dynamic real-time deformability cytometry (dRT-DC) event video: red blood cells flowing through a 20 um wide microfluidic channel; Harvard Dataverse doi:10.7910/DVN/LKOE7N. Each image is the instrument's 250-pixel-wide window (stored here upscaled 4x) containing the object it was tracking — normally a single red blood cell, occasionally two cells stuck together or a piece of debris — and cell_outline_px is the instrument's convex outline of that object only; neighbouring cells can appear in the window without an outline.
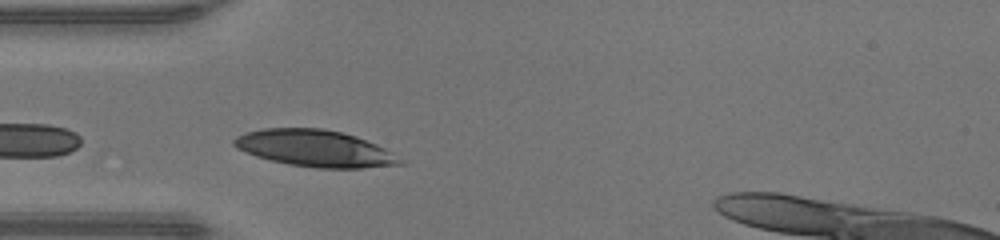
{"species": "human", "species_latin": "Homo sapiens", "temperature_condition": "warm", "stored_images_in_passage": 26, "camera_frame_rate_fps": 3000, "um_per_image_px": 0.085, "donor": {"sex": "male"}, "frame": {"image": 1, "passage_image": 1, "time_ms": 0.0, "image_size_px": [1000, 240], "cell_outline_px": [[404, 164], [364, 168], [316, 168], [288, 164], [256, 156], [236, 148], [232, 144], [232, 140], [236, 136], [248, 132], [264, 128], [324, 128], [356, 136], [376, 144], [392, 152]], "centroid_in_image_um": [26.75, 12.61], "position_along_channel_um": 58.2, "area_um2": 35.32}}
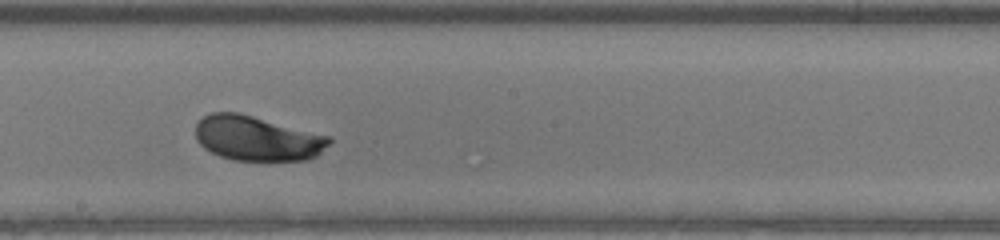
{"frame": {"image": 2, "passage_image": 13, "time_ms": 4.0, "image_size_px": [1000, 240], "cell_outline_px": [[332, 140], [316, 156], [308, 160], [232, 160], [220, 156], [204, 148], [196, 140], [196, 124], [204, 116], [212, 112], [236, 112], [332, 136]], "centroid_in_image_um": [21.86, 11.76], "position_along_channel_um": 226.3, "area_um2": 34.74}}
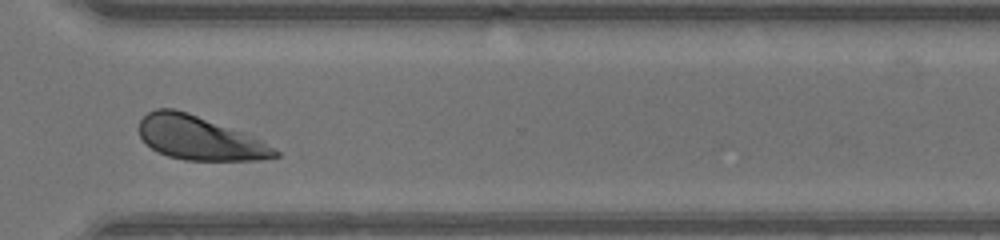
{"frame": {"image": 3, "passage_image": 22, "time_ms": 7.0, "image_size_px": [1000, 240], "cell_outline_px": [[280, 156], [256, 160], [184, 160], [168, 156], [152, 148], [140, 136], [140, 120], [148, 112], [156, 108], [172, 108], [188, 112], [264, 140], [276, 148], [280, 152]], "centroid_in_image_um": [17.0, 11.73], "position_along_channel_um": 353.6, "area_um2": 34.51}, "authors_computed_cell_mechanics": {"area_um2": 34.8823, "velocity_mm_per_s": 4.2478, "shape_relaxation_time_tau1_ms": 1.6941, "shape_relaxation_time_tau2_ms": null, "deformation_change_tau1": 0.127, "deformation_change_tau2": null}}